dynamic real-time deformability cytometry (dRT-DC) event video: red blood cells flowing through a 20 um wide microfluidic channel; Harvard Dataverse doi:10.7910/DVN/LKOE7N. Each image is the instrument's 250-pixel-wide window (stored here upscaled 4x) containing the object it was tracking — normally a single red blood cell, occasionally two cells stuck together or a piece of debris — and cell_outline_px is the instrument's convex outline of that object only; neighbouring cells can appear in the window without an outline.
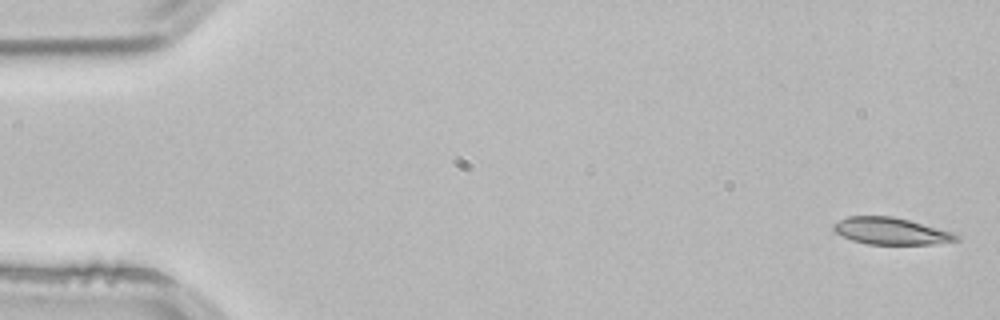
{"species": "common noctule bat (a hibernating species)", "species_latin": "Nyctalus noctula", "temperature_condition": "room temperature", "stored_images_in_passage": 3, "camera_frame_rate_fps": 3000, "um_per_image_px": 0.085, "animal": {"sex": "male", "body_mass_g": 21.5, "forearm_length_mm": 52.0}, "frame": {"image": 1, "passage_image": 1, "time_ms": 0.0, "image_size_px": [1000, 320], "cell_outline_px": [[960, 240], [932, 244], [868, 244], [852, 240], [836, 232], [832, 228], [832, 224], [848, 216], [892, 216], [956, 232], [960, 236]], "centroid_in_image_um": [75.78, 19.64], "position_along_channel_um": 9.2, "area_um2": 19.25}}
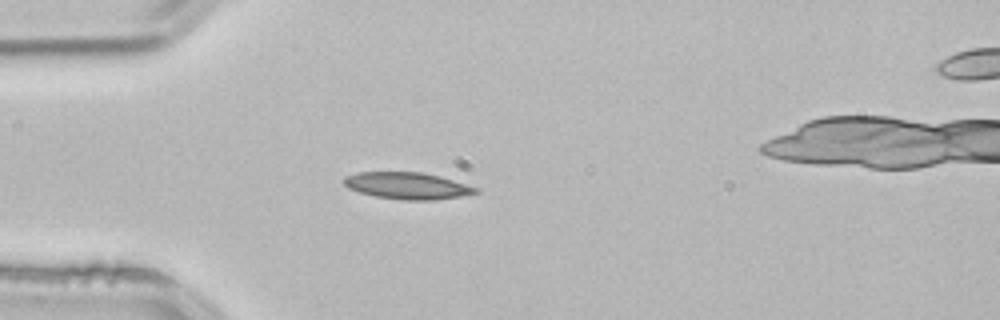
{"frame": {"image": 2, "passage_image": 3, "time_ms": 0.667, "image_size_px": [1000, 320], "cell_outline_px": [[480, 192], [464, 196], [436, 200], [404, 200], [376, 196], [360, 192], [348, 188], [344, 184], [344, 176], [356, 172], [420, 172], [440, 176], [480, 188]], "centroid_in_image_um": [34.67, 15.79], "position_along_channel_um": 50.3, "area_um2": 20.69}}